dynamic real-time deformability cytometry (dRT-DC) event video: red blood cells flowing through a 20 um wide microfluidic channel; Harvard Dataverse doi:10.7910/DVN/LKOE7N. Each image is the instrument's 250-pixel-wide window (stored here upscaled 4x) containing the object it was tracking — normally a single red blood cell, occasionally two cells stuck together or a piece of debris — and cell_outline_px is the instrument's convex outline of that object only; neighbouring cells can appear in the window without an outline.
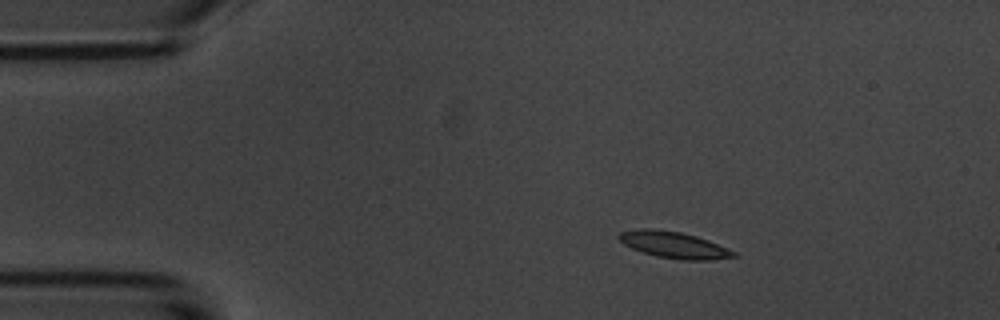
{"species": "common noctule bat (a hibernating species)", "species_latin": "Nyctalus noctula", "temperature_condition": "room temperature", "stored_images_in_passage": 5, "camera_frame_rate_fps": 3000, "um_per_image_px": 0.085, "animal": {"sex": "male", "body_mass_g": 20.1, "forearm_length_mm": 53.5}, "frame": {"image": 1, "passage_image": 2, "time_ms": 1.333, "image_size_px": [1000, 320], "cell_outline_px": [[740, 256], [712, 260], [680, 260], [656, 256], [632, 248], [624, 244], [616, 236], [620, 232], [640, 228], [652, 228], [680, 232], [696, 236], [708, 240], [728, 248], [736, 252]], "centroid_in_image_um": [57.31, 20.82], "position_along_channel_um": 27.7, "area_um2": 17.8}}
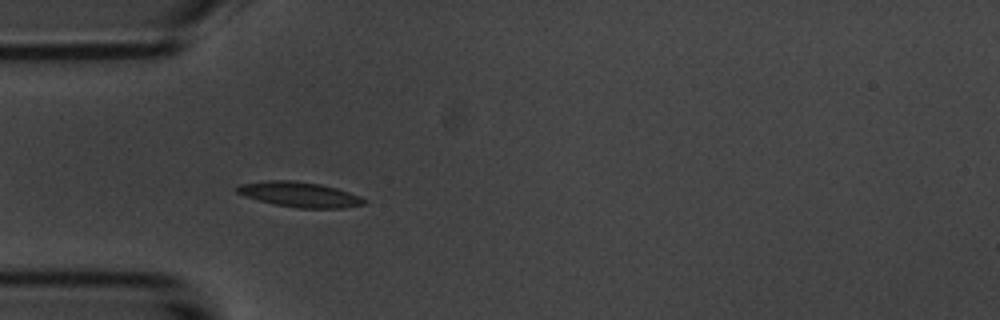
{"frame": {"image": 2, "passage_image": 4, "time_ms": 3.667, "image_size_px": [1000, 320], "cell_outline_px": [[368, 200], [364, 204], [340, 208], [300, 208], [276, 204], [244, 196], [236, 192], [236, 188], [240, 184], [268, 180], [292, 180], [320, 184], [336, 188], [360, 196]], "centroid_in_image_um": [25.47, 16.52], "position_along_channel_um": 59.5, "area_um2": 18.38}}